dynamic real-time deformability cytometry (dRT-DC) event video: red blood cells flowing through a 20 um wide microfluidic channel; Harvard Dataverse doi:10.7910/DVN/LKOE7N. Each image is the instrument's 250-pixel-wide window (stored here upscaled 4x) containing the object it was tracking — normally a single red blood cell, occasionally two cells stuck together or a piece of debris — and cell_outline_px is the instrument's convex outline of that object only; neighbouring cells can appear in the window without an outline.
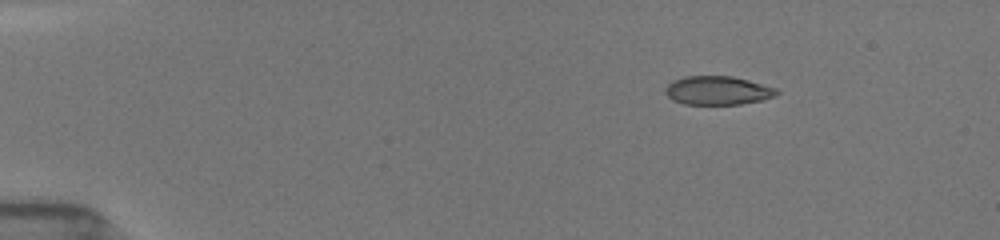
{"species": "common noctule bat (a hibernating species)", "species_latin": "Nyctalus noctula", "temperature_condition": "room temperature", "stored_images_in_passage": 46, "camera_frame_rate_fps": 3000, "um_per_image_px": 0.085, "animal": {"sex": "female", "body_mass_g": 19.5, "forearm_length_mm": 54.1}, "frame": {"image": 1, "passage_image": 1, "time_ms": 0.0, "image_size_px": [1000, 240], "cell_outline_px": [[780, 92], [776, 96], [764, 100], [740, 104], [684, 104], [672, 100], [664, 92], [664, 88], [672, 80], [684, 76], [732, 76], [748, 80], [776, 88]], "centroid_in_image_um": [61.0, 7.69], "position_along_channel_um": 24.0, "area_um2": 18.79}}
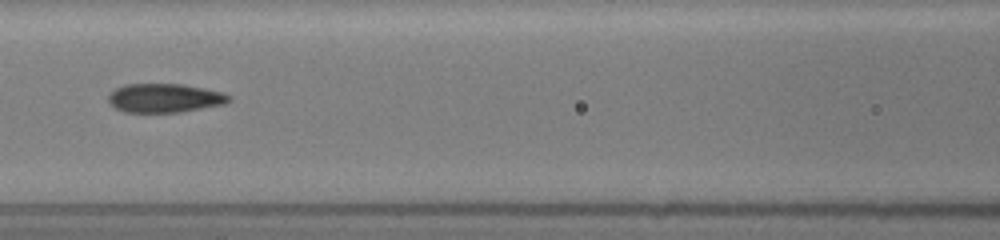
{"frame": {"image": 2, "passage_image": 18, "time_ms": 5.667, "image_size_px": [1000, 240], "cell_outline_px": [[232, 100], [224, 104], [180, 112], [124, 112], [108, 104], [108, 96], [116, 88], [124, 84], [184, 84], [224, 92], [232, 96]], "centroid_in_image_um": [14.01, 8.33], "position_along_channel_um": 152.6, "area_um2": 20.46}}
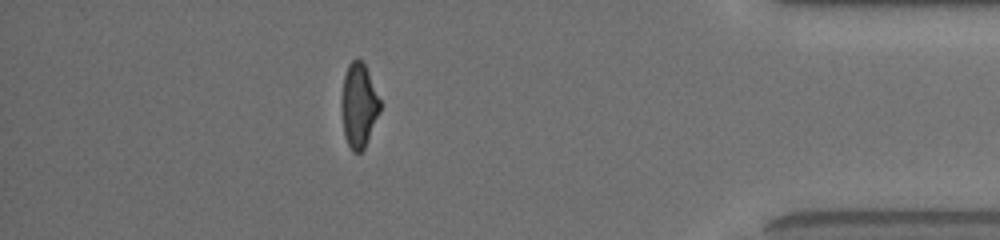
{"frame": {"image": 3, "passage_image": 40, "time_ms": 13.0, "image_size_px": [1000, 240], "cell_outline_px": [[380, 112], [364, 148], [360, 152], [352, 152], [344, 136], [344, 76], [348, 64], [352, 60], [360, 60], [364, 64], [368, 72], [380, 100]], "centroid_in_image_um": [30.54, 8.98], "position_along_channel_um": 404.7, "area_um2": 17.98}, "authors_computed_cell_mechanics": {"area_um2": 19.8832, "velocity_mm_per_s": 3.9319, "shape_relaxation_time_tau1_ms": 4.1861, "shape_relaxation_time_tau2_ms": 1.7353, "deformation_change_tau1": 0.1851, "deformation_change_tau2": 0.0689}}